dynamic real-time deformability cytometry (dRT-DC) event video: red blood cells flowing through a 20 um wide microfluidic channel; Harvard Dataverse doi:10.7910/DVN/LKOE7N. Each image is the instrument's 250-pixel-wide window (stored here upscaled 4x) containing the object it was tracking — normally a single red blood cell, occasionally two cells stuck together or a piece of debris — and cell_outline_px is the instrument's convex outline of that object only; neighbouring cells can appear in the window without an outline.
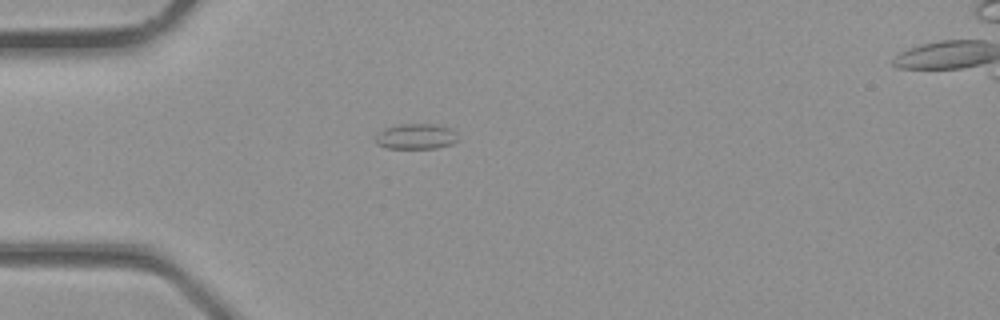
{"species": "common noctule bat (a hibernating species)", "species_latin": "Nyctalus noctula", "temperature_condition": "room temperature", "stored_images_in_passage": 4, "camera_frame_rate_fps": 3000, "um_per_image_px": 0.085, "animal": {"sex": "male", "body_mass_g": 23.1, "forearm_length_mm": 52.7}, "frame": {"image": 1, "passage_image": 4, "time_ms": 1.0, "image_size_px": [1000, 320], "cell_outline_px": [[460, 140], [452, 144], [436, 148], [388, 148], [376, 144], [376, 136], [384, 128], [400, 124], [436, 124], [452, 128], [456, 132]], "centroid_in_image_um": [35.42, 11.59], "position_along_channel_um": 49.6, "area_um2": 12.37}}